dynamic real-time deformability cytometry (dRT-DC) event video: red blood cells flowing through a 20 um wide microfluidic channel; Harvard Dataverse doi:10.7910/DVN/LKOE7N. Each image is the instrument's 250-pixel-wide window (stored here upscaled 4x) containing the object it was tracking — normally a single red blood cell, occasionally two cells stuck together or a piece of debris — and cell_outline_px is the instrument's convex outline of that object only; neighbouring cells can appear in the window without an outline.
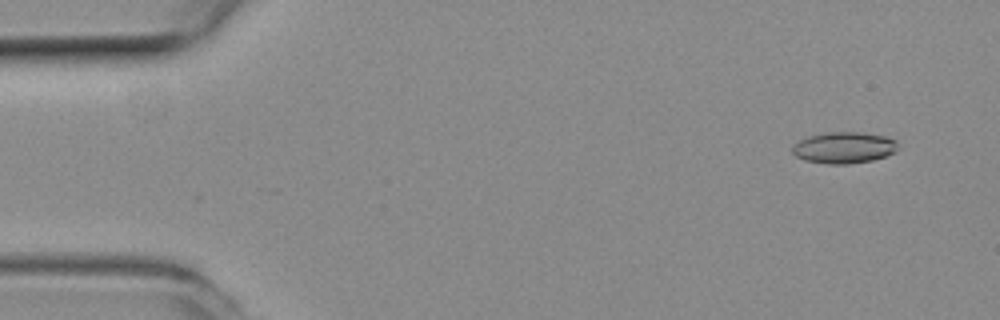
{"species": "common noctule bat (a hibernating species)", "species_latin": "Nyctalus noctula", "temperature_condition": "room temperature", "stored_images_in_passage": 14, "camera_frame_rate_fps": 3000, "um_per_image_px": 0.085, "animal": {"sex": "female", "body_mass_g": 19.3, "forearm_length_mm": 54.1}, "frame": {"image": 1, "passage_image": 4, "time_ms": 1.0, "image_size_px": [1000, 320], "cell_outline_px": [[900, 148], [896, 152], [888, 156], [872, 160], [848, 164], [828, 164], [804, 160], [796, 156], [792, 152], [792, 148], [800, 140], [808, 136], [824, 132], [860, 132], [884, 136], [896, 140]], "centroid_in_image_um": [71.78, 12.55], "position_along_channel_um": 13.2, "area_um2": 19.48}}